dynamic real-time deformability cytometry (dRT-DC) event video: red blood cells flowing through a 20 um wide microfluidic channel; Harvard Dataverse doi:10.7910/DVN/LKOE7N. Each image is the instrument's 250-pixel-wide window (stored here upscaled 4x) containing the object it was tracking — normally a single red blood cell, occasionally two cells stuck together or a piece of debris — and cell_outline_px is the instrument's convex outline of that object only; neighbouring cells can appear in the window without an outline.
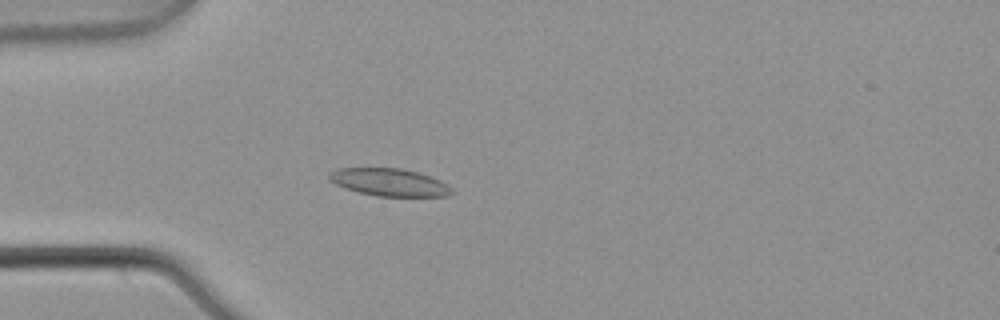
{"species": "common noctule bat (a hibernating species)", "species_latin": "Nyctalus noctula", "temperature_condition": "warm", "stored_images_in_passage": 5, "camera_frame_rate_fps": 3000, "um_per_image_px": 0.085, "animal": {"sex": "male", "body_mass_g": 21.5, "forearm_length_mm": 52.0}, "frame": {"image": 1, "passage_image": 5, "time_ms": 1.333, "image_size_px": [1000, 320], "cell_outline_px": [[456, 192], [448, 196], [376, 196], [344, 188], [328, 180], [328, 172], [340, 168], [400, 168], [416, 172], [440, 180], [448, 184]], "centroid_in_image_um": [33.09, 15.5], "position_along_channel_um": 51.9, "area_um2": 19.71}}